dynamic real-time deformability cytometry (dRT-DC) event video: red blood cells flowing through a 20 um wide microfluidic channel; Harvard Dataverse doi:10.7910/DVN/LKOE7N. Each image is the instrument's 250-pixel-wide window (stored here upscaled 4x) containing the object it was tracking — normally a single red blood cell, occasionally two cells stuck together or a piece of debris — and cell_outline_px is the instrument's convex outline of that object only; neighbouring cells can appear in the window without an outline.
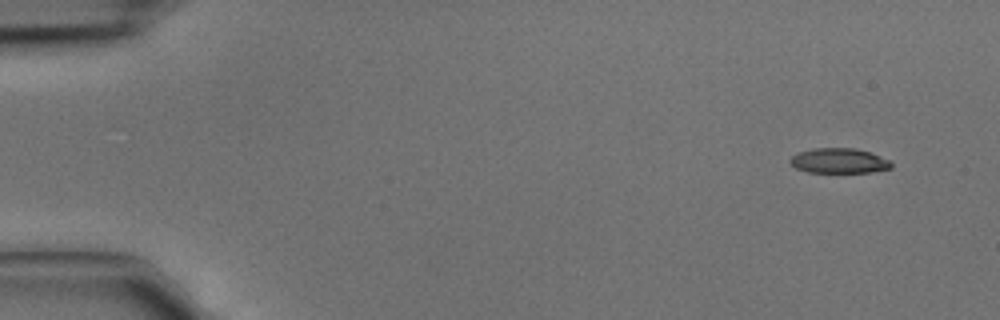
{"species": "common noctule bat (a hibernating species)", "species_latin": "Nyctalus noctula", "temperature_condition": "cold", "stored_images_in_passage": 4, "camera_frame_rate_fps": 3000, "um_per_image_px": 0.085, "animal": {"sex": "male", "body_mass_g": 15.6}, "frame": {"image": 1, "passage_image": 1, "time_ms": 0.0, "image_size_px": [1000, 320], "cell_outline_px": [[892, 168], [872, 172], [808, 172], [796, 168], [788, 160], [792, 156], [800, 152], [816, 148], [856, 148], [872, 152], [888, 160], [892, 164]], "centroid_in_image_um": [71.34, 13.66], "position_along_channel_um": 13.7, "area_um2": 14.68}}
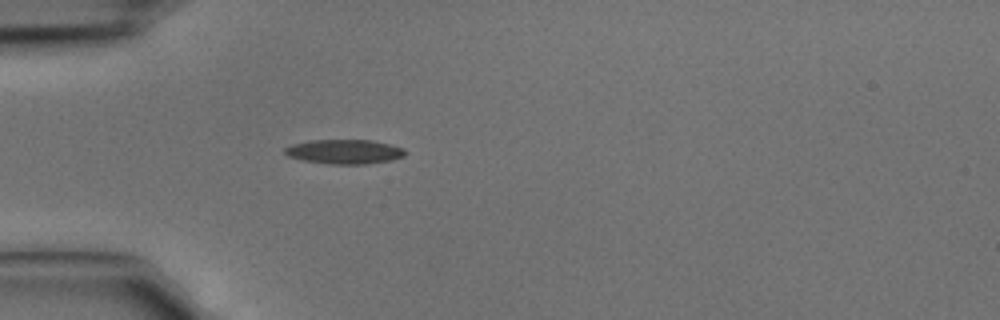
{"frame": {"image": 2, "passage_image": 4, "time_ms": 1.0, "image_size_px": [1000, 320], "cell_outline_px": [[408, 152], [404, 156], [392, 160], [364, 164], [328, 164], [304, 160], [288, 156], [284, 152], [284, 148], [292, 144], [308, 140], [372, 140], [404, 148]], "centroid_in_image_um": [29.29, 12.89], "position_along_channel_um": 55.7, "area_um2": 17.17}}